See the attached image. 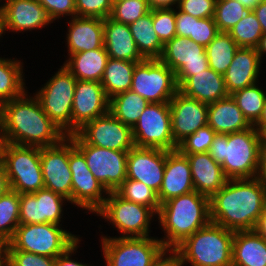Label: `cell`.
Instances as JSON below:
<instances>
[{"label":"cell","mask_w":266,"mask_h":266,"mask_svg":"<svg viewBox=\"0 0 266 266\" xmlns=\"http://www.w3.org/2000/svg\"><path fill=\"white\" fill-rule=\"evenodd\" d=\"M255 230L266 240V207L263 214L260 216Z\"/></svg>","instance_id":"680465c9"},{"label":"cell","mask_w":266,"mask_h":266,"mask_svg":"<svg viewBox=\"0 0 266 266\" xmlns=\"http://www.w3.org/2000/svg\"><path fill=\"white\" fill-rule=\"evenodd\" d=\"M130 90L149 103H164L178 92V85L175 73L160 59H145L135 66Z\"/></svg>","instance_id":"8fae6325"},{"label":"cell","mask_w":266,"mask_h":266,"mask_svg":"<svg viewBox=\"0 0 266 266\" xmlns=\"http://www.w3.org/2000/svg\"><path fill=\"white\" fill-rule=\"evenodd\" d=\"M23 73V62L0 57V105L28 91Z\"/></svg>","instance_id":"836d02e7"},{"label":"cell","mask_w":266,"mask_h":266,"mask_svg":"<svg viewBox=\"0 0 266 266\" xmlns=\"http://www.w3.org/2000/svg\"><path fill=\"white\" fill-rule=\"evenodd\" d=\"M113 228L122 238L149 237L150 224L157 214L144 205L125 200L115 191L109 192L103 206L95 213Z\"/></svg>","instance_id":"30bf717a"},{"label":"cell","mask_w":266,"mask_h":266,"mask_svg":"<svg viewBox=\"0 0 266 266\" xmlns=\"http://www.w3.org/2000/svg\"><path fill=\"white\" fill-rule=\"evenodd\" d=\"M147 0H113L111 18L129 25L150 12Z\"/></svg>","instance_id":"b9f144b4"},{"label":"cell","mask_w":266,"mask_h":266,"mask_svg":"<svg viewBox=\"0 0 266 266\" xmlns=\"http://www.w3.org/2000/svg\"><path fill=\"white\" fill-rule=\"evenodd\" d=\"M232 266H266V240L256 230L235 231Z\"/></svg>","instance_id":"f546056e"},{"label":"cell","mask_w":266,"mask_h":266,"mask_svg":"<svg viewBox=\"0 0 266 266\" xmlns=\"http://www.w3.org/2000/svg\"><path fill=\"white\" fill-rule=\"evenodd\" d=\"M108 111L109 99L101 82L77 80L72 106V134Z\"/></svg>","instance_id":"44dd1931"},{"label":"cell","mask_w":266,"mask_h":266,"mask_svg":"<svg viewBox=\"0 0 266 266\" xmlns=\"http://www.w3.org/2000/svg\"><path fill=\"white\" fill-rule=\"evenodd\" d=\"M103 37L109 58L131 62L145 60L138 51L128 25L117 22L109 16L104 19Z\"/></svg>","instance_id":"4316f807"},{"label":"cell","mask_w":266,"mask_h":266,"mask_svg":"<svg viewBox=\"0 0 266 266\" xmlns=\"http://www.w3.org/2000/svg\"><path fill=\"white\" fill-rule=\"evenodd\" d=\"M208 125L218 134H231L250 128L231 95L208 104Z\"/></svg>","instance_id":"f1b7e54d"},{"label":"cell","mask_w":266,"mask_h":266,"mask_svg":"<svg viewBox=\"0 0 266 266\" xmlns=\"http://www.w3.org/2000/svg\"><path fill=\"white\" fill-rule=\"evenodd\" d=\"M20 194L9 190L0 198V242L8 243L19 223Z\"/></svg>","instance_id":"74e56055"},{"label":"cell","mask_w":266,"mask_h":266,"mask_svg":"<svg viewBox=\"0 0 266 266\" xmlns=\"http://www.w3.org/2000/svg\"><path fill=\"white\" fill-rule=\"evenodd\" d=\"M28 93L0 105L3 142L39 148L60 143L67 135Z\"/></svg>","instance_id":"6da1fadb"},{"label":"cell","mask_w":266,"mask_h":266,"mask_svg":"<svg viewBox=\"0 0 266 266\" xmlns=\"http://www.w3.org/2000/svg\"><path fill=\"white\" fill-rule=\"evenodd\" d=\"M172 137L178 145L187 136L208 124V104L177 92L169 101Z\"/></svg>","instance_id":"ffe728a7"},{"label":"cell","mask_w":266,"mask_h":266,"mask_svg":"<svg viewBox=\"0 0 266 266\" xmlns=\"http://www.w3.org/2000/svg\"><path fill=\"white\" fill-rule=\"evenodd\" d=\"M113 0H75L78 17L106 19L111 16Z\"/></svg>","instance_id":"f6af8a7d"},{"label":"cell","mask_w":266,"mask_h":266,"mask_svg":"<svg viewBox=\"0 0 266 266\" xmlns=\"http://www.w3.org/2000/svg\"><path fill=\"white\" fill-rule=\"evenodd\" d=\"M128 26L140 54L145 59H159L164 45L153 28V10Z\"/></svg>","instance_id":"1f68e13d"},{"label":"cell","mask_w":266,"mask_h":266,"mask_svg":"<svg viewBox=\"0 0 266 266\" xmlns=\"http://www.w3.org/2000/svg\"><path fill=\"white\" fill-rule=\"evenodd\" d=\"M238 1H240L248 10H253L260 0H238Z\"/></svg>","instance_id":"be15d7a7"},{"label":"cell","mask_w":266,"mask_h":266,"mask_svg":"<svg viewBox=\"0 0 266 266\" xmlns=\"http://www.w3.org/2000/svg\"><path fill=\"white\" fill-rule=\"evenodd\" d=\"M151 10L154 9H172L178 6L179 0H147Z\"/></svg>","instance_id":"9f6ffc18"},{"label":"cell","mask_w":266,"mask_h":266,"mask_svg":"<svg viewBox=\"0 0 266 266\" xmlns=\"http://www.w3.org/2000/svg\"><path fill=\"white\" fill-rule=\"evenodd\" d=\"M11 190L9 179L3 163L0 161V198Z\"/></svg>","instance_id":"6f0895ef"},{"label":"cell","mask_w":266,"mask_h":266,"mask_svg":"<svg viewBox=\"0 0 266 266\" xmlns=\"http://www.w3.org/2000/svg\"><path fill=\"white\" fill-rule=\"evenodd\" d=\"M4 34V29H3V19H2V15L0 12V39L1 37H3L2 35Z\"/></svg>","instance_id":"e7e4bbea"},{"label":"cell","mask_w":266,"mask_h":266,"mask_svg":"<svg viewBox=\"0 0 266 266\" xmlns=\"http://www.w3.org/2000/svg\"><path fill=\"white\" fill-rule=\"evenodd\" d=\"M68 27V57L71 54L104 48V19L75 16L69 20Z\"/></svg>","instance_id":"d4e9b609"},{"label":"cell","mask_w":266,"mask_h":266,"mask_svg":"<svg viewBox=\"0 0 266 266\" xmlns=\"http://www.w3.org/2000/svg\"><path fill=\"white\" fill-rule=\"evenodd\" d=\"M56 258L24 251H7L8 266H55Z\"/></svg>","instance_id":"bcb514c9"},{"label":"cell","mask_w":266,"mask_h":266,"mask_svg":"<svg viewBox=\"0 0 266 266\" xmlns=\"http://www.w3.org/2000/svg\"><path fill=\"white\" fill-rule=\"evenodd\" d=\"M261 138H262L261 145H266V129L261 133Z\"/></svg>","instance_id":"003e7915"},{"label":"cell","mask_w":266,"mask_h":266,"mask_svg":"<svg viewBox=\"0 0 266 266\" xmlns=\"http://www.w3.org/2000/svg\"><path fill=\"white\" fill-rule=\"evenodd\" d=\"M178 11V12H177ZM176 36L190 38L193 35L194 17L175 9Z\"/></svg>","instance_id":"f907efd6"},{"label":"cell","mask_w":266,"mask_h":266,"mask_svg":"<svg viewBox=\"0 0 266 266\" xmlns=\"http://www.w3.org/2000/svg\"><path fill=\"white\" fill-rule=\"evenodd\" d=\"M183 155L188 158L195 191L211 198L226 184L228 178L221 165L208 152Z\"/></svg>","instance_id":"484cf974"},{"label":"cell","mask_w":266,"mask_h":266,"mask_svg":"<svg viewBox=\"0 0 266 266\" xmlns=\"http://www.w3.org/2000/svg\"><path fill=\"white\" fill-rule=\"evenodd\" d=\"M216 134L217 133L207 124L182 140L178 144L177 150L181 154L209 152Z\"/></svg>","instance_id":"7bdbcfd3"},{"label":"cell","mask_w":266,"mask_h":266,"mask_svg":"<svg viewBox=\"0 0 266 266\" xmlns=\"http://www.w3.org/2000/svg\"><path fill=\"white\" fill-rule=\"evenodd\" d=\"M248 11L238 0H217L213 18L218 30L228 33Z\"/></svg>","instance_id":"60d3db41"},{"label":"cell","mask_w":266,"mask_h":266,"mask_svg":"<svg viewBox=\"0 0 266 266\" xmlns=\"http://www.w3.org/2000/svg\"><path fill=\"white\" fill-rule=\"evenodd\" d=\"M0 266L7 265V244L0 242Z\"/></svg>","instance_id":"6125c7cd"},{"label":"cell","mask_w":266,"mask_h":266,"mask_svg":"<svg viewBox=\"0 0 266 266\" xmlns=\"http://www.w3.org/2000/svg\"><path fill=\"white\" fill-rule=\"evenodd\" d=\"M218 27L214 18H196L194 17L193 35H190L192 41L207 46L218 34Z\"/></svg>","instance_id":"7dc6e473"},{"label":"cell","mask_w":266,"mask_h":266,"mask_svg":"<svg viewBox=\"0 0 266 266\" xmlns=\"http://www.w3.org/2000/svg\"><path fill=\"white\" fill-rule=\"evenodd\" d=\"M217 0H179L177 8L196 18L214 17Z\"/></svg>","instance_id":"c3c4849f"},{"label":"cell","mask_w":266,"mask_h":266,"mask_svg":"<svg viewBox=\"0 0 266 266\" xmlns=\"http://www.w3.org/2000/svg\"><path fill=\"white\" fill-rule=\"evenodd\" d=\"M78 239L73 245H71L65 252L56 257L55 266H92L89 264H84L82 262H77L75 259H72V254L74 255L79 248ZM75 252V253H74Z\"/></svg>","instance_id":"816d5d0a"},{"label":"cell","mask_w":266,"mask_h":266,"mask_svg":"<svg viewBox=\"0 0 266 266\" xmlns=\"http://www.w3.org/2000/svg\"><path fill=\"white\" fill-rule=\"evenodd\" d=\"M75 148L74 141L66 136L60 143L40 148L44 188L64 196L72 204V173L69 153Z\"/></svg>","instance_id":"5bb4252c"},{"label":"cell","mask_w":266,"mask_h":266,"mask_svg":"<svg viewBox=\"0 0 266 266\" xmlns=\"http://www.w3.org/2000/svg\"><path fill=\"white\" fill-rule=\"evenodd\" d=\"M257 53L259 55V58L261 62H263L264 54L266 55V33H263V35L260 38L259 44L256 47Z\"/></svg>","instance_id":"94428289"},{"label":"cell","mask_w":266,"mask_h":266,"mask_svg":"<svg viewBox=\"0 0 266 266\" xmlns=\"http://www.w3.org/2000/svg\"><path fill=\"white\" fill-rule=\"evenodd\" d=\"M244 117L254 125L261 117L266 101V92L257 83L231 94Z\"/></svg>","instance_id":"8d00e7d4"},{"label":"cell","mask_w":266,"mask_h":266,"mask_svg":"<svg viewBox=\"0 0 266 266\" xmlns=\"http://www.w3.org/2000/svg\"><path fill=\"white\" fill-rule=\"evenodd\" d=\"M75 133L89 145L111 150L129 151L135 146L132 128L123 124L109 111L87 122Z\"/></svg>","instance_id":"e0dca14e"},{"label":"cell","mask_w":266,"mask_h":266,"mask_svg":"<svg viewBox=\"0 0 266 266\" xmlns=\"http://www.w3.org/2000/svg\"><path fill=\"white\" fill-rule=\"evenodd\" d=\"M261 60L256 48L239 47L227 71L223 74L229 95L258 83Z\"/></svg>","instance_id":"cb8c5ba5"},{"label":"cell","mask_w":266,"mask_h":266,"mask_svg":"<svg viewBox=\"0 0 266 266\" xmlns=\"http://www.w3.org/2000/svg\"><path fill=\"white\" fill-rule=\"evenodd\" d=\"M238 49L239 46L228 33L219 32L205 47L209 67L223 75L227 71Z\"/></svg>","instance_id":"d590c367"},{"label":"cell","mask_w":266,"mask_h":266,"mask_svg":"<svg viewBox=\"0 0 266 266\" xmlns=\"http://www.w3.org/2000/svg\"><path fill=\"white\" fill-rule=\"evenodd\" d=\"M84 155L94 177L107 189L115 191L126 180L128 151L111 150L85 143L76 133L68 135Z\"/></svg>","instance_id":"7c38bea8"},{"label":"cell","mask_w":266,"mask_h":266,"mask_svg":"<svg viewBox=\"0 0 266 266\" xmlns=\"http://www.w3.org/2000/svg\"><path fill=\"white\" fill-rule=\"evenodd\" d=\"M183 95L210 104L227 97L223 75L210 67L188 77L179 87Z\"/></svg>","instance_id":"83f0119b"},{"label":"cell","mask_w":266,"mask_h":266,"mask_svg":"<svg viewBox=\"0 0 266 266\" xmlns=\"http://www.w3.org/2000/svg\"><path fill=\"white\" fill-rule=\"evenodd\" d=\"M228 34L239 47L256 48L263 35V30L253 10H249L247 14L230 29Z\"/></svg>","instance_id":"f35d334b"},{"label":"cell","mask_w":266,"mask_h":266,"mask_svg":"<svg viewBox=\"0 0 266 266\" xmlns=\"http://www.w3.org/2000/svg\"><path fill=\"white\" fill-rule=\"evenodd\" d=\"M253 12L261 24L263 33H266V0H260L254 7Z\"/></svg>","instance_id":"db71d44e"},{"label":"cell","mask_w":266,"mask_h":266,"mask_svg":"<svg viewBox=\"0 0 266 266\" xmlns=\"http://www.w3.org/2000/svg\"><path fill=\"white\" fill-rule=\"evenodd\" d=\"M195 191L190 164L186 155L178 150L168 151L162 184L157 194L162 204L172 198Z\"/></svg>","instance_id":"603a6c76"},{"label":"cell","mask_w":266,"mask_h":266,"mask_svg":"<svg viewBox=\"0 0 266 266\" xmlns=\"http://www.w3.org/2000/svg\"><path fill=\"white\" fill-rule=\"evenodd\" d=\"M153 28L163 45L176 36L175 9H154Z\"/></svg>","instance_id":"ee69618b"},{"label":"cell","mask_w":266,"mask_h":266,"mask_svg":"<svg viewBox=\"0 0 266 266\" xmlns=\"http://www.w3.org/2000/svg\"><path fill=\"white\" fill-rule=\"evenodd\" d=\"M167 150L136 147L128 151L126 179L137 180L159 193L166 163Z\"/></svg>","instance_id":"d6986e66"},{"label":"cell","mask_w":266,"mask_h":266,"mask_svg":"<svg viewBox=\"0 0 266 266\" xmlns=\"http://www.w3.org/2000/svg\"><path fill=\"white\" fill-rule=\"evenodd\" d=\"M149 102L132 90L109 99V112L123 124L133 128Z\"/></svg>","instance_id":"e575fe53"},{"label":"cell","mask_w":266,"mask_h":266,"mask_svg":"<svg viewBox=\"0 0 266 266\" xmlns=\"http://www.w3.org/2000/svg\"><path fill=\"white\" fill-rule=\"evenodd\" d=\"M0 161L5 167L11 190L25 194L44 188L39 147L4 142Z\"/></svg>","instance_id":"52a82bcc"},{"label":"cell","mask_w":266,"mask_h":266,"mask_svg":"<svg viewBox=\"0 0 266 266\" xmlns=\"http://www.w3.org/2000/svg\"><path fill=\"white\" fill-rule=\"evenodd\" d=\"M35 92L43 111L68 136L72 134V106L77 79L63 66Z\"/></svg>","instance_id":"ba28073f"},{"label":"cell","mask_w":266,"mask_h":266,"mask_svg":"<svg viewBox=\"0 0 266 266\" xmlns=\"http://www.w3.org/2000/svg\"><path fill=\"white\" fill-rule=\"evenodd\" d=\"M3 137H2V128H1V117H0V152L2 150V146H3Z\"/></svg>","instance_id":"03108f58"},{"label":"cell","mask_w":266,"mask_h":266,"mask_svg":"<svg viewBox=\"0 0 266 266\" xmlns=\"http://www.w3.org/2000/svg\"><path fill=\"white\" fill-rule=\"evenodd\" d=\"M72 173V204L95 214L104 204L108 191L88 168L84 155L75 147L69 153Z\"/></svg>","instance_id":"9a60e30c"},{"label":"cell","mask_w":266,"mask_h":266,"mask_svg":"<svg viewBox=\"0 0 266 266\" xmlns=\"http://www.w3.org/2000/svg\"><path fill=\"white\" fill-rule=\"evenodd\" d=\"M177 258L174 250H167L155 263L151 266H176Z\"/></svg>","instance_id":"f5cc1de1"},{"label":"cell","mask_w":266,"mask_h":266,"mask_svg":"<svg viewBox=\"0 0 266 266\" xmlns=\"http://www.w3.org/2000/svg\"><path fill=\"white\" fill-rule=\"evenodd\" d=\"M266 207V185L257 177L228 179L210 198V220L232 231L255 230Z\"/></svg>","instance_id":"7a4b0ae2"},{"label":"cell","mask_w":266,"mask_h":266,"mask_svg":"<svg viewBox=\"0 0 266 266\" xmlns=\"http://www.w3.org/2000/svg\"><path fill=\"white\" fill-rule=\"evenodd\" d=\"M53 223L21 224L7 243V251H24L56 258L80 237Z\"/></svg>","instance_id":"8992f818"},{"label":"cell","mask_w":266,"mask_h":266,"mask_svg":"<svg viewBox=\"0 0 266 266\" xmlns=\"http://www.w3.org/2000/svg\"><path fill=\"white\" fill-rule=\"evenodd\" d=\"M260 133L266 129V101L259 120L253 125Z\"/></svg>","instance_id":"91938a15"},{"label":"cell","mask_w":266,"mask_h":266,"mask_svg":"<svg viewBox=\"0 0 266 266\" xmlns=\"http://www.w3.org/2000/svg\"><path fill=\"white\" fill-rule=\"evenodd\" d=\"M46 10L52 21L59 18L69 16L71 18L77 16L75 0H37Z\"/></svg>","instance_id":"681fc988"},{"label":"cell","mask_w":266,"mask_h":266,"mask_svg":"<svg viewBox=\"0 0 266 266\" xmlns=\"http://www.w3.org/2000/svg\"><path fill=\"white\" fill-rule=\"evenodd\" d=\"M132 135L136 147L177 150L172 137L169 102L149 103L132 128Z\"/></svg>","instance_id":"4fadbf2b"},{"label":"cell","mask_w":266,"mask_h":266,"mask_svg":"<svg viewBox=\"0 0 266 266\" xmlns=\"http://www.w3.org/2000/svg\"><path fill=\"white\" fill-rule=\"evenodd\" d=\"M115 192L125 200L144 205L158 214L160 203L157 193L143 182L126 179Z\"/></svg>","instance_id":"ab89813d"},{"label":"cell","mask_w":266,"mask_h":266,"mask_svg":"<svg viewBox=\"0 0 266 266\" xmlns=\"http://www.w3.org/2000/svg\"><path fill=\"white\" fill-rule=\"evenodd\" d=\"M66 202L69 200L64 196L46 188L34 193L20 194L19 223L62 225L60 222Z\"/></svg>","instance_id":"ac0fdd59"},{"label":"cell","mask_w":266,"mask_h":266,"mask_svg":"<svg viewBox=\"0 0 266 266\" xmlns=\"http://www.w3.org/2000/svg\"><path fill=\"white\" fill-rule=\"evenodd\" d=\"M174 73L178 87L190 76L209 68L205 46L189 38L174 36L159 58Z\"/></svg>","instance_id":"2e32d148"},{"label":"cell","mask_w":266,"mask_h":266,"mask_svg":"<svg viewBox=\"0 0 266 266\" xmlns=\"http://www.w3.org/2000/svg\"><path fill=\"white\" fill-rule=\"evenodd\" d=\"M106 266H151L167 249L158 237L101 236Z\"/></svg>","instance_id":"9c48e42d"},{"label":"cell","mask_w":266,"mask_h":266,"mask_svg":"<svg viewBox=\"0 0 266 266\" xmlns=\"http://www.w3.org/2000/svg\"><path fill=\"white\" fill-rule=\"evenodd\" d=\"M139 62L109 58L101 84L108 99L130 90L133 72Z\"/></svg>","instance_id":"d6a6232c"},{"label":"cell","mask_w":266,"mask_h":266,"mask_svg":"<svg viewBox=\"0 0 266 266\" xmlns=\"http://www.w3.org/2000/svg\"><path fill=\"white\" fill-rule=\"evenodd\" d=\"M4 35L6 31L28 32L53 23L37 0H8L1 3Z\"/></svg>","instance_id":"7402d4cb"},{"label":"cell","mask_w":266,"mask_h":266,"mask_svg":"<svg viewBox=\"0 0 266 266\" xmlns=\"http://www.w3.org/2000/svg\"><path fill=\"white\" fill-rule=\"evenodd\" d=\"M156 218L165 234L159 240L167 250H174L211 222L210 198L197 191L172 198L160 204Z\"/></svg>","instance_id":"3957f363"},{"label":"cell","mask_w":266,"mask_h":266,"mask_svg":"<svg viewBox=\"0 0 266 266\" xmlns=\"http://www.w3.org/2000/svg\"><path fill=\"white\" fill-rule=\"evenodd\" d=\"M256 177L266 185V145H261L260 148L259 169Z\"/></svg>","instance_id":"11a10c76"},{"label":"cell","mask_w":266,"mask_h":266,"mask_svg":"<svg viewBox=\"0 0 266 266\" xmlns=\"http://www.w3.org/2000/svg\"><path fill=\"white\" fill-rule=\"evenodd\" d=\"M234 231L210 222L175 249L180 266H232Z\"/></svg>","instance_id":"5b68a950"},{"label":"cell","mask_w":266,"mask_h":266,"mask_svg":"<svg viewBox=\"0 0 266 266\" xmlns=\"http://www.w3.org/2000/svg\"><path fill=\"white\" fill-rule=\"evenodd\" d=\"M261 144V133L252 125L240 132L217 133L208 153L221 165L228 179L255 178Z\"/></svg>","instance_id":"277c9868"},{"label":"cell","mask_w":266,"mask_h":266,"mask_svg":"<svg viewBox=\"0 0 266 266\" xmlns=\"http://www.w3.org/2000/svg\"><path fill=\"white\" fill-rule=\"evenodd\" d=\"M63 64L77 80L101 82L109 55L104 48L71 54Z\"/></svg>","instance_id":"4dcf8cb0"}]
</instances>
